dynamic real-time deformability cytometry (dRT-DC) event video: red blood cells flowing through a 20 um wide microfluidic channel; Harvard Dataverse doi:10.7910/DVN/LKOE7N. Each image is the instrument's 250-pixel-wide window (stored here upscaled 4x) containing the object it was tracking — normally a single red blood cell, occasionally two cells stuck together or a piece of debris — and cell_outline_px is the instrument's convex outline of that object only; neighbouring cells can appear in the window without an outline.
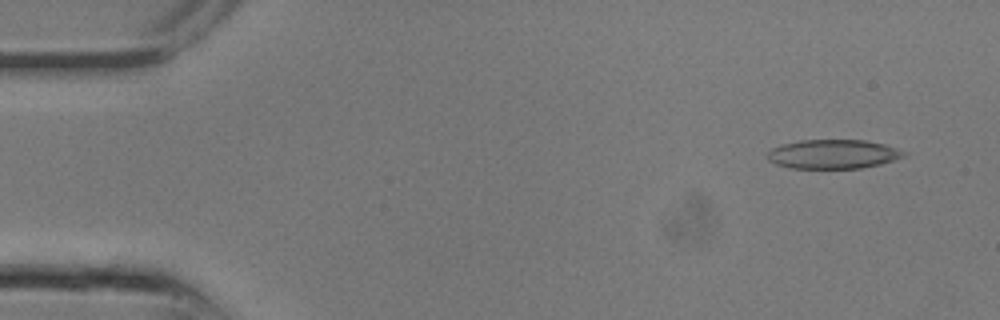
{"species": "common noctule bat (a hibernating species)", "species_latin": "Nyctalus noctula", "temperature_condition": "room temperature", "stored_images_in_passage": 9, "camera_frame_rate_fps": 3000, "um_per_image_px": 0.085, "animal": {"sex": "male", "body_mass_g": 13.3}, "frame": {"image": 1, "passage_image": 2, "time_ms": 0.333, "image_size_px": [1000, 320], "cell_outline_px": [[908, 152], [904, 156], [880, 164], [860, 168], [788, 168], [776, 164], [768, 160], [764, 156], [772, 148], [780, 144], [800, 140], [864, 140], [884, 144]], "centroid_in_image_um": [70.76, 13.1], "position_along_channel_um": 14.2, "area_um2": 23.24}}
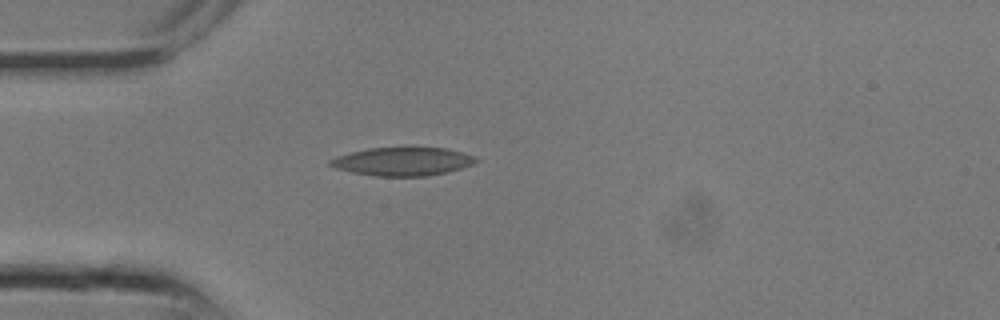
{"frame": {"image": 2, "passage_image": 7, "time_ms": 2.0, "image_size_px": [1000, 320], "cell_outline_px": [[480, 160], [472, 164], [448, 172], [428, 176], [376, 176], [352, 172], [336, 168], [328, 164], [328, 160], [336, 156], [368, 148], [408, 144], [412, 144], [444, 148], [476, 156]], "centroid_in_image_um": [34.24, 13.67], "position_along_channel_um": 50.8, "area_um2": 25.09}}
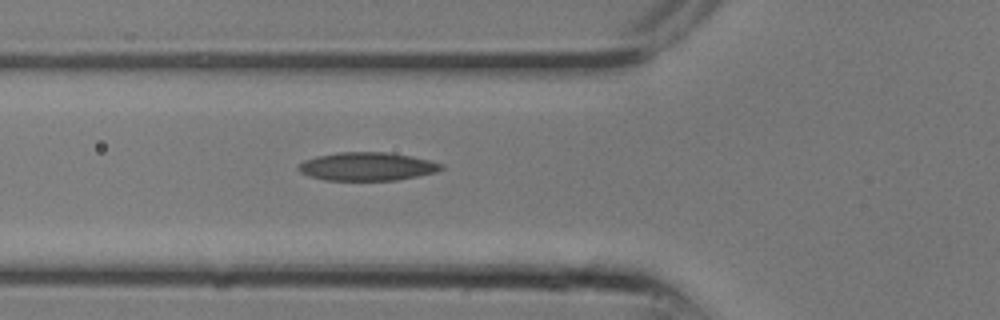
{"frame": {"image": 3, "passage_image": 9, "time_ms": 2.667, "image_size_px": [1000, 320], "cell_outline_px": [[444, 168], [436, 172], [396, 180], [324, 180], [308, 176], [300, 172], [296, 168], [304, 160], [316, 156], [336, 152], [388, 152], [412, 156], [444, 164]], "centroid_in_image_um": [31.18, 14.14], "position_along_channel_um": 94.6, "area_um2": 23.64}}